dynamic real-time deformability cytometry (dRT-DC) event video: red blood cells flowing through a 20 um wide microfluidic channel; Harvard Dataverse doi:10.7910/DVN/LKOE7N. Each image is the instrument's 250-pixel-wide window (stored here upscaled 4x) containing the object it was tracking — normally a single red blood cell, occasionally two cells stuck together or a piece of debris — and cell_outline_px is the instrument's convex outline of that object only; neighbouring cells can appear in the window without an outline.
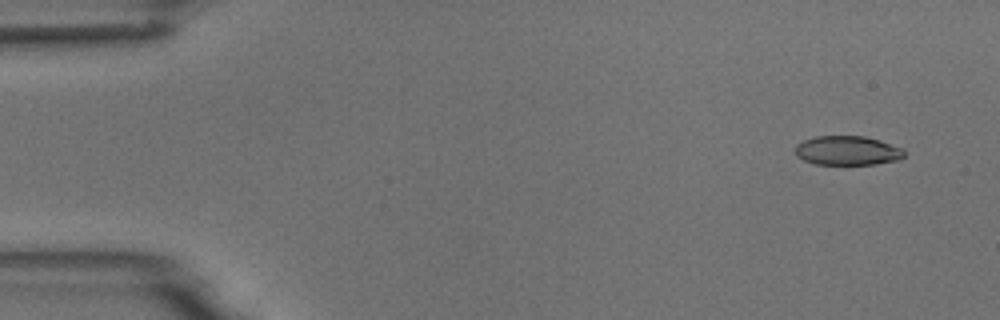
{"species": "common noctule bat (a hibernating species)", "species_latin": "Nyctalus noctula", "temperature_condition": "room temperature", "stored_images_in_passage": 4, "camera_frame_rate_fps": 3000, "um_per_image_px": 0.085, "animal": {"sex": "male", "body_mass_g": 18.8}, "frame": {"image": 1, "passage_image": 1, "time_ms": 0.0, "image_size_px": [1000, 320], "cell_outline_px": [[904, 156], [900, 160], [876, 164], [816, 164], [804, 160], [796, 156], [796, 144], [804, 140], [816, 136], [864, 136], [880, 140], [904, 148]], "centroid_in_image_um": [72.06, 12.8], "position_along_channel_um": 12.9, "area_um2": 18.67}}
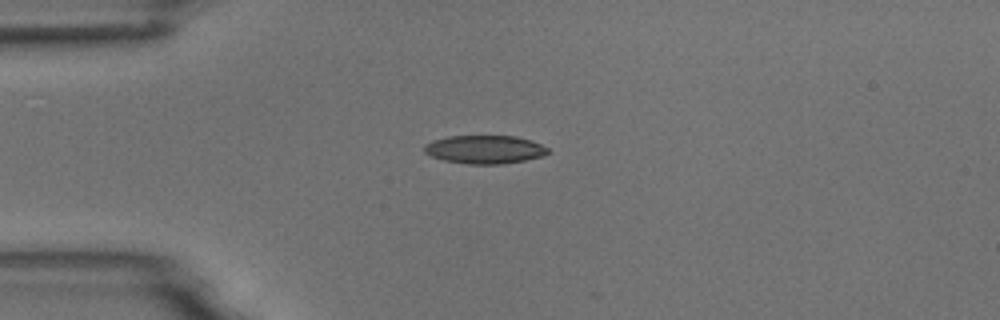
{"frame": {"image": 2, "passage_image": 4, "time_ms": 3.333, "image_size_px": [1000, 320], "cell_outline_px": [[552, 152], [544, 156], [524, 160], [500, 164], [468, 164], [444, 160], [432, 156], [424, 152], [424, 144], [432, 140], [448, 136], [516, 136], [532, 140], [548, 148]], "centroid_in_image_um": [41.22, 12.7], "position_along_channel_um": 43.8, "area_um2": 20.52}}